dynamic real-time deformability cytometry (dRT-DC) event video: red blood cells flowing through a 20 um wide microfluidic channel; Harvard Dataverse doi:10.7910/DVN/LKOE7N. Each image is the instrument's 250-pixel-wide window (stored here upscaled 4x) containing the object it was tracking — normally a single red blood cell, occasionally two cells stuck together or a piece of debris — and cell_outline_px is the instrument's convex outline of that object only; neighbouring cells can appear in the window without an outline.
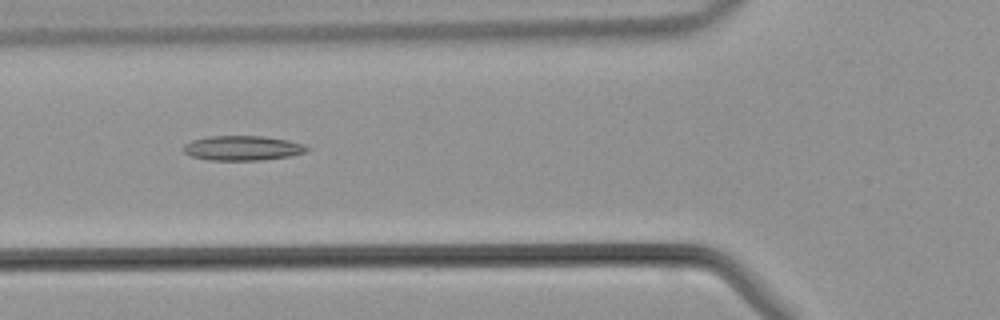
{"species": "common noctule bat (a hibernating species)", "species_latin": "Nyctalus noctula", "temperature_condition": "warm", "stored_images_in_passage": 34, "camera_frame_rate_fps": 3000, "um_per_image_px": 0.085, "animal": {"sex": "male", "body_mass_g": 21.5, "forearm_length_mm": 52.0}, "frame": {"image": 1, "passage_image": 11, "time_ms": 3.333, "image_size_px": [1000, 320], "cell_outline_px": [[312, 148], [304, 152], [292, 156], [264, 160], [208, 160], [192, 156], [184, 152], [184, 144], [192, 140], [208, 136], [264, 136], [288, 140], [304, 144]], "centroid_in_image_um": [20.65, 12.58], "position_along_channel_um": 105.1, "area_um2": 17.92}}
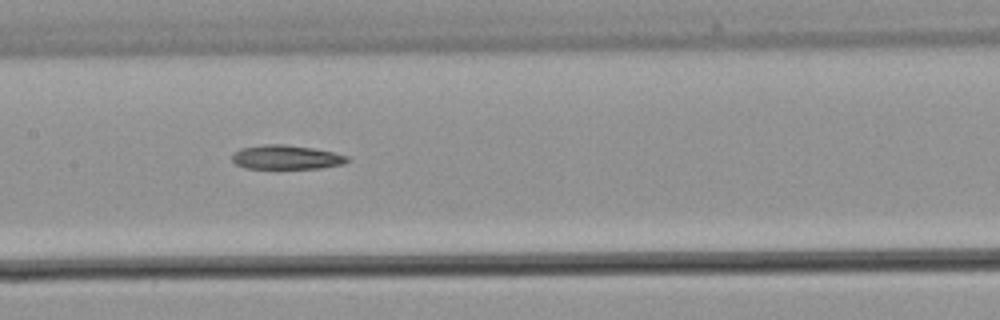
{"frame": {"image": 2, "passage_image": 16, "time_ms": 5.0, "image_size_px": [1000, 320], "cell_outline_px": [[348, 160], [340, 164], [320, 168], [244, 168], [236, 164], [232, 160], [232, 156], [240, 148], [264, 144], [284, 144], [312, 148], [332, 152], [348, 156]], "centroid_in_image_um": [24.29, 13.36], "position_along_channel_um": 183.1, "area_um2": 15.95}}
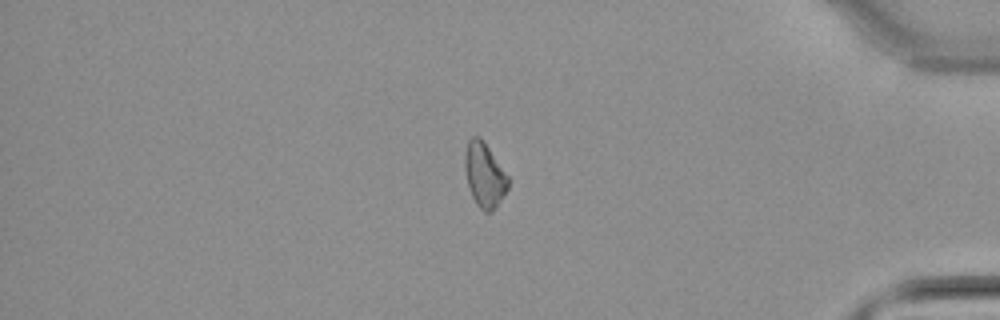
{"frame": {"image": 3, "passage_image": 32, "time_ms": 10.333, "image_size_px": [1000, 320], "cell_outline_px": [[508, 188], [496, 208], [492, 212], [484, 212], [476, 204], [472, 196], [468, 184], [464, 168], [464, 156], [468, 140], [472, 136], [480, 136], [508, 176]], "centroid_in_image_um": [41.16, 14.88], "position_along_channel_um": 394.0, "area_um2": 16.18}}